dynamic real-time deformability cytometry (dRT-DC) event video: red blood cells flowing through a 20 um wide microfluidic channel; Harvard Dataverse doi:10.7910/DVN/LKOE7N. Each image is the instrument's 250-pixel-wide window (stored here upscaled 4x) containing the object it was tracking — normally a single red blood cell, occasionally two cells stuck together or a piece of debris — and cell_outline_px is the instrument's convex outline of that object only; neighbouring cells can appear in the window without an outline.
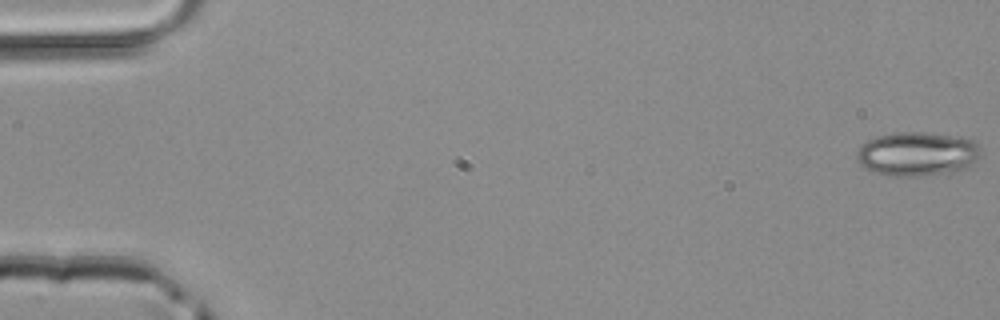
{"species": "common noctule bat (a hibernating species)", "species_latin": "Nyctalus noctula", "temperature_condition": "room temperature", "stored_images_in_passage": 48, "camera_frame_rate_fps": 3000, "um_per_image_px": 0.085, "animal": {"sex": "male", "body_mass_g": 20.4}, "frame": {"image": 1, "passage_image": 1, "time_ms": 0.0, "image_size_px": [1000, 320], "cell_outline_px": [[984, 152], [980, 160], [968, 168], [960, 172], [924, 176], [888, 176], [864, 168], [856, 160], [856, 152], [868, 140], [876, 136], [900, 132], [924, 132], [952, 136], [972, 140]], "centroid_in_image_um": [78.03, 13.11], "position_along_channel_um": 7.0, "area_um2": 32.43}}
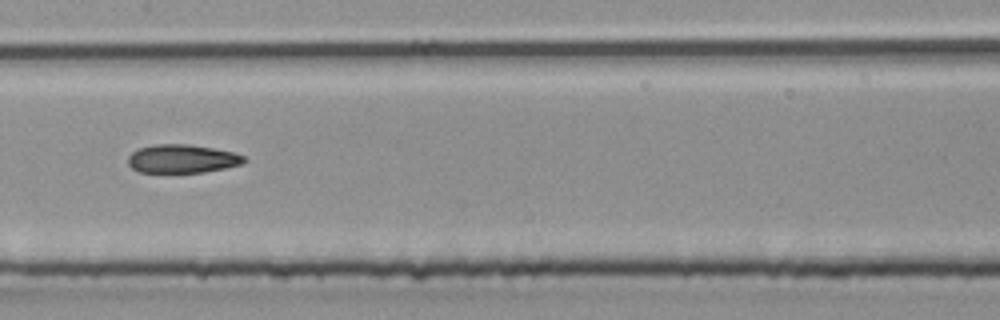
{"frame": {"image": 2, "passage_image": 25, "time_ms": 8.0, "image_size_px": [1000, 320], "cell_outline_px": [[248, 160], [244, 164], [204, 172], [140, 172], [132, 168], [128, 164], [128, 156], [132, 152], [140, 148], [156, 144], [188, 144], [212, 148], [232, 152], [244, 156]], "centroid_in_image_um": [15.5, 13.49], "position_along_channel_um": 191.9, "area_um2": 19.19}}
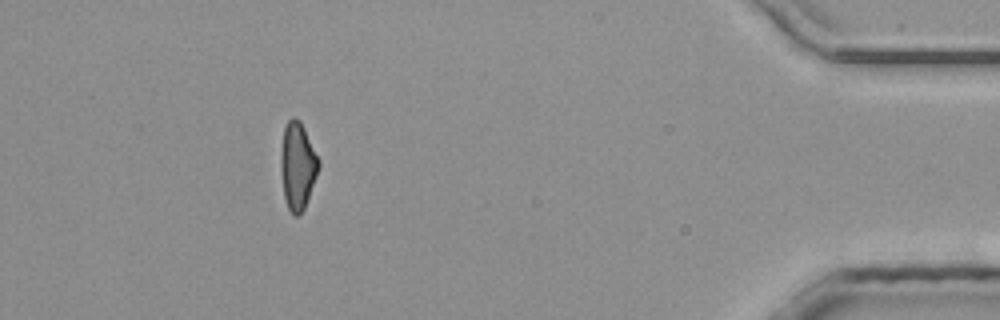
{"frame": {"image": 3, "passage_image": 44, "time_ms": 14.333, "image_size_px": [1000, 320], "cell_outline_px": [[320, 168], [304, 208], [300, 216], [292, 216], [288, 208], [284, 196], [280, 168], [280, 156], [284, 128], [288, 120], [292, 116], [300, 120], [320, 160]], "centroid_in_image_um": [25.3, 14.11], "position_along_channel_um": 409.9, "area_um2": 19.42}}